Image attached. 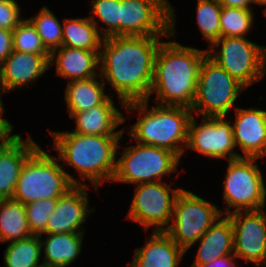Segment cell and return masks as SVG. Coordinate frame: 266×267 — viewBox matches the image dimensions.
<instances>
[{"label":"cell","mask_w":266,"mask_h":267,"mask_svg":"<svg viewBox=\"0 0 266 267\" xmlns=\"http://www.w3.org/2000/svg\"><path fill=\"white\" fill-rule=\"evenodd\" d=\"M256 4H259L260 7L262 5L266 7V0H256Z\"/></svg>","instance_id":"40"},{"label":"cell","mask_w":266,"mask_h":267,"mask_svg":"<svg viewBox=\"0 0 266 267\" xmlns=\"http://www.w3.org/2000/svg\"><path fill=\"white\" fill-rule=\"evenodd\" d=\"M1 90H2V93H3V88H2V85H1V81H0V113H4V105L2 103V100H1Z\"/></svg>","instance_id":"39"},{"label":"cell","mask_w":266,"mask_h":267,"mask_svg":"<svg viewBox=\"0 0 266 267\" xmlns=\"http://www.w3.org/2000/svg\"><path fill=\"white\" fill-rule=\"evenodd\" d=\"M88 185H74L57 202L46 226V234L84 233L81 224L86 221L89 209Z\"/></svg>","instance_id":"15"},{"label":"cell","mask_w":266,"mask_h":267,"mask_svg":"<svg viewBox=\"0 0 266 267\" xmlns=\"http://www.w3.org/2000/svg\"><path fill=\"white\" fill-rule=\"evenodd\" d=\"M99 54L100 51L61 46L50 53V68L56 63V74L68 82L92 78L100 75L96 71L100 68Z\"/></svg>","instance_id":"18"},{"label":"cell","mask_w":266,"mask_h":267,"mask_svg":"<svg viewBox=\"0 0 266 267\" xmlns=\"http://www.w3.org/2000/svg\"><path fill=\"white\" fill-rule=\"evenodd\" d=\"M168 0H120V36H170Z\"/></svg>","instance_id":"12"},{"label":"cell","mask_w":266,"mask_h":267,"mask_svg":"<svg viewBox=\"0 0 266 267\" xmlns=\"http://www.w3.org/2000/svg\"><path fill=\"white\" fill-rule=\"evenodd\" d=\"M58 158L74 167L98 190L103 181H111L116 171L118 145L122 135H86L70 131H50Z\"/></svg>","instance_id":"3"},{"label":"cell","mask_w":266,"mask_h":267,"mask_svg":"<svg viewBox=\"0 0 266 267\" xmlns=\"http://www.w3.org/2000/svg\"><path fill=\"white\" fill-rule=\"evenodd\" d=\"M208 51L183 46L176 41L162 42L157 51L150 96L154 103L192 107L200 69Z\"/></svg>","instance_id":"2"},{"label":"cell","mask_w":266,"mask_h":267,"mask_svg":"<svg viewBox=\"0 0 266 267\" xmlns=\"http://www.w3.org/2000/svg\"><path fill=\"white\" fill-rule=\"evenodd\" d=\"M12 50V31L0 29V65Z\"/></svg>","instance_id":"36"},{"label":"cell","mask_w":266,"mask_h":267,"mask_svg":"<svg viewBox=\"0 0 266 267\" xmlns=\"http://www.w3.org/2000/svg\"><path fill=\"white\" fill-rule=\"evenodd\" d=\"M253 9L222 7L220 15L221 37H244L254 23Z\"/></svg>","instance_id":"29"},{"label":"cell","mask_w":266,"mask_h":267,"mask_svg":"<svg viewBox=\"0 0 266 267\" xmlns=\"http://www.w3.org/2000/svg\"><path fill=\"white\" fill-rule=\"evenodd\" d=\"M234 142L246 158L266 156V110L235 108Z\"/></svg>","instance_id":"16"},{"label":"cell","mask_w":266,"mask_h":267,"mask_svg":"<svg viewBox=\"0 0 266 267\" xmlns=\"http://www.w3.org/2000/svg\"><path fill=\"white\" fill-rule=\"evenodd\" d=\"M50 54H32L12 50L0 65V81L3 92L25 87L50 68Z\"/></svg>","instance_id":"17"},{"label":"cell","mask_w":266,"mask_h":267,"mask_svg":"<svg viewBox=\"0 0 266 267\" xmlns=\"http://www.w3.org/2000/svg\"><path fill=\"white\" fill-rule=\"evenodd\" d=\"M148 103L149 99H146L129 102L123 107L132 113L139 111L138 121L128 131L132 137L129 142L132 143L133 139L139 144L164 148L181 158L186 150L191 109L160 104L148 109Z\"/></svg>","instance_id":"4"},{"label":"cell","mask_w":266,"mask_h":267,"mask_svg":"<svg viewBox=\"0 0 266 267\" xmlns=\"http://www.w3.org/2000/svg\"><path fill=\"white\" fill-rule=\"evenodd\" d=\"M60 160L38 147L25 161L12 199L24 205L38 200L59 199L77 181L59 165Z\"/></svg>","instance_id":"5"},{"label":"cell","mask_w":266,"mask_h":267,"mask_svg":"<svg viewBox=\"0 0 266 267\" xmlns=\"http://www.w3.org/2000/svg\"><path fill=\"white\" fill-rule=\"evenodd\" d=\"M116 161L112 182L140 184L161 181L177 170L180 158L164 148L139 144L125 147Z\"/></svg>","instance_id":"9"},{"label":"cell","mask_w":266,"mask_h":267,"mask_svg":"<svg viewBox=\"0 0 266 267\" xmlns=\"http://www.w3.org/2000/svg\"><path fill=\"white\" fill-rule=\"evenodd\" d=\"M186 252L165 232L154 231L146 244L136 249L130 267H178Z\"/></svg>","instance_id":"21"},{"label":"cell","mask_w":266,"mask_h":267,"mask_svg":"<svg viewBox=\"0 0 266 267\" xmlns=\"http://www.w3.org/2000/svg\"><path fill=\"white\" fill-rule=\"evenodd\" d=\"M28 19L50 53L62 46L63 25L47 6H43L38 14Z\"/></svg>","instance_id":"28"},{"label":"cell","mask_w":266,"mask_h":267,"mask_svg":"<svg viewBox=\"0 0 266 267\" xmlns=\"http://www.w3.org/2000/svg\"><path fill=\"white\" fill-rule=\"evenodd\" d=\"M257 158L240 157L230 160L224 179V194L226 211L264 209L266 203V187L259 165L254 162Z\"/></svg>","instance_id":"10"},{"label":"cell","mask_w":266,"mask_h":267,"mask_svg":"<svg viewBox=\"0 0 266 267\" xmlns=\"http://www.w3.org/2000/svg\"><path fill=\"white\" fill-rule=\"evenodd\" d=\"M3 114L0 113V149L8 146L19 136L18 134L10 135L14 127L6 118H3Z\"/></svg>","instance_id":"35"},{"label":"cell","mask_w":266,"mask_h":267,"mask_svg":"<svg viewBox=\"0 0 266 267\" xmlns=\"http://www.w3.org/2000/svg\"><path fill=\"white\" fill-rule=\"evenodd\" d=\"M214 46L221 48L218 51ZM207 51L212 60L246 88L265 78L266 46L245 37H220Z\"/></svg>","instance_id":"8"},{"label":"cell","mask_w":266,"mask_h":267,"mask_svg":"<svg viewBox=\"0 0 266 267\" xmlns=\"http://www.w3.org/2000/svg\"><path fill=\"white\" fill-rule=\"evenodd\" d=\"M121 113L114 106L112 96H109L100 105L72 114L70 118L76 122L72 132L86 135H123L124 129L115 131L125 122V116Z\"/></svg>","instance_id":"20"},{"label":"cell","mask_w":266,"mask_h":267,"mask_svg":"<svg viewBox=\"0 0 266 267\" xmlns=\"http://www.w3.org/2000/svg\"><path fill=\"white\" fill-rule=\"evenodd\" d=\"M263 13H264V16L266 17V7H265Z\"/></svg>","instance_id":"41"},{"label":"cell","mask_w":266,"mask_h":267,"mask_svg":"<svg viewBox=\"0 0 266 267\" xmlns=\"http://www.w3.org/2000/svg\"><path fill=\"white\" fill-rule=\"evenodd\" d=\"M25 205L14 199H0V242L31 237Z\"/></svg>","instance_id":"26"},{"label":"cell","mask_w":266,"mask_h":267,"mask_svg":"<svg viewBox=\"0 0 266 267\" xmlns=\"http://www.w3.org/2000/svg\"><path fill=\"white\" fill-rule=\"evenodd\" d=\"M41 250L39 235L12 241L4 251L3 267H43L39 261Z\"/></svg>","instance_id":"27"},{"label":"cell","mask_w":266,"mask_h":267,"mask_svg":"<svg viewBox=\"0 0 266 267\" xmlns=\"http://www.w3.org/2000/svg\"><path fill=\"white\" fill-rule=\"evenodd\" d=\"M58 199H44L25 204L28 227L32 235L46 234V226Z\"/></svg>","instance_id":"33"},{"label":"cell","mask_w":266,"mask_h":267,"mask_svg":"<svg viewBox=\"0 0 266 267\" xmlns=\"http://www.w3.org/2000/svg\"><path fill=\"white\" fill-rule=\"evenodd\" d=\"M247 88L207 56L201 66L197 92L191 107L192 115L226 116L240 92Z\"/></svg>","instance_id":"6"},{"label":"cell","mask_w":266,"mask_h":267,"mask_svg":"<svg viewBox=\"0 0 266 267\" xmlns=\"http://www.w3.org/2000/svg\"><path fill=\"white\" fill-rule=\"evenodd\" d=\"M236 259L237 257L235 255H227L217 258L211 263H207L200 267H238L236 264Z\"/></svg>","instance_id":"37"},{"label":"cell","mask_w":266,"mask_h":267,"mask_svg":"<svg viewBox=\"0 0 266 267\" xmlns=\"http://www.w3.org/2000/svg\"><path fill=\"white\" fill-rule=\"evenodd\" d=\"M223 216L224 211L215 204L182 189L176 197L171 224L165 232L187 252Z\"/></svg>","instance_id":"7"},{"label":"cell","mask_w":266,"mask_h":267,"mask_svg":"<svg viewBox=\"0 0 266 267\" xmlns=\"http://www.w3.org/2000/svg\"><path fill=\"white\" fill-rule=\"evenodd\" d=\"M105 87L100 75L68 82L64 99L68 114L71 116L102 104L109 97L105 94Z\"/></svg>","instance_id":"24"},{"label":"cell","mask_w":266,"mask_h":267,"mask_svg":"<svg viewBox=\"0 0 266 267\" xmlns=\"http://www.w3.org/2000/svg\"><path fill=\"white\" fill-rule=\"evenodd\" d=\"M171 6L170 36H109L99 54L100 76L115 90L122 107L149 99L154 62L162 37H175L176 18Z\"/></svg>","instance_id":"1"},{"label":"cell","mask_w":266,"mask_h":267,"mask_svg":"<svg viewBox=\"0 0 266 267\" xmlns=\"http://www.w3.org/2000/svg\"><path fill=\"white\" fill-rule=\"evenodd\" d=\"M12 47L13 50L20 52L50 54L34 25L26 18L12 31Z\"/></svg>","instance_id":"32"},{"label":"cell","mask_w":266,"mask_h":267,"mask_svg":"<svg viewBox=\"0 0 266 267\" xmlns=\"http://www.w3.org/2000/svg\"><path fill=\"white\" fill-rule=\"evenodd\" d=\"M91 3V16L88 17L96 27H99L96 17L107 26L99 27L103 37L120 36V0H91Z\"/></svg>","instance_id":"30"},{"label":"cell","mask_w":266,"mask_h":267,"mask_svg":"<svg viewBox=\"0 0 266 267\" xmlns=\"http://www.w3.org/2000/svg\"><path fill=\"white\" fill-rule=\"evenodd\" d=\"M62 46L100 51L104 37L89 17L64 18Z\"/></svg>","instance_id":"25"},{"label":"cell","mask_w":266,"mask_h":267,"mask_svg":"<svg viewBox=\"0 0 266 267\" xmlns=\"http://www.w3.org/2000/svg\"><path fill=\"white\" fill-rule=\"evenodd\" d=\"M196 6L199 30L212 45L221 37L220 15L222 6L217 0H198Z\"/></svg>","instance_id":"31"},{"label":"cell","mask_w":266,"mask_h":267,"mask_svg":"<svg viewBox=\"0 0 266 267\" xmlns=\"http://www.w3.org/2000/svg\"><path fill=\"white\" fill-rule=\"evenodd\" d=\"M136 185L126 218L138 223L145 230L155 226L154 231H165L172 220L176 197L183 188L174 189L162 181Z\"/></svg>","instance_id":"11"},{"label":"cell","mask_w":266,"mask_h":267,"mask_svg":"<svg viewBox=\"0 0 266 267\" xmlns=\"http://www.w3.org/2000/svg\"><path fill=\"white\" fill-rule=\"evenodd\" d=\"M201 124L192 115L188 126L186 148L192 149L211 159L233 160L243 157L234 152L236 148L233 125L225 116L202 117Z\"/></svg>","instance_id":"13"},{"label":"cell","mask_w":266,"mask_h":267,"mask_svg":"<svg viewBox=\"0 0 266 267\" xmlns=\"http://www.w3.org/2000/svg\"><path fill=\"white\" fill-rule=\"evenodd\" d=\"M20 6L16 0H0V29L13 31L20 19Z\"/></svg>","instance_id":"34"},{"label":"cell","mask_w":266,"mask_h":267,"mask_svg":"<svg viewBox=\"0 0 266 267\" xmlns=\"http://www.w3.org/2000/svg\"><path fill=\"white\" fill-rule=\"evenodd\" d=\"M231 212L227 216L233 226L234 255L257 267L266 264V211Z\"/></svg>","instance_id":"14"},{"label":"cell","mask_w":266,"mask_h":267,"mask_svg":"<svg viewBox=\"0 0 266 267\" xmlns=\"http://www.w3.org/2000/svg\"><path fill=\"white\" fill-rule=\"evenodd\" d=\"M18 136L0 149V199H11L26 159L39 147L29 136Z\"/></svg>","instance_id":"19"},{"label":"cell","mask_w":266,"mask_h":267,"mask_svg":"<svg viewBox=\"0 0 266 267\" xmlns=\"http://www.w3.org/2000/svg\"><path fill=\"white\" fill-rule=\"evenodd\" d=\"M222 7L246 8L251 9L252 3L256 4V0H217Z\"/></svg>","instance_id":"38"},{"label":"cell","mask_w":266,"mask_h":267,"mask_svg":"<svg viewBox=\"0 0 266 267\" xmlns=\"http://www.w3.org/2000/svg\"><path fill=\"white\" fill-rule=\"evenodd\" d=\"M220 217L198 240L199 248L191 267H200L217 258L234 255L233 226L226 215Z\"/></svg>","instance_id":"22"},{"label":"cell","mask_w":266,"mask_h":267,"mask_svg":"<svg viewBox=\"0 0 266 267\" xmlns=\"http://www.w3.org/2000/svg\"><path fill=\"white\" fill-rule=\"evenodd\" d=\"M46 239L42 240L41 251H44V267H68L81 253L84 233H58L45 234ZM44 249V250H43Z\"/></svg>","instance_id":"23"}]
</instances>
